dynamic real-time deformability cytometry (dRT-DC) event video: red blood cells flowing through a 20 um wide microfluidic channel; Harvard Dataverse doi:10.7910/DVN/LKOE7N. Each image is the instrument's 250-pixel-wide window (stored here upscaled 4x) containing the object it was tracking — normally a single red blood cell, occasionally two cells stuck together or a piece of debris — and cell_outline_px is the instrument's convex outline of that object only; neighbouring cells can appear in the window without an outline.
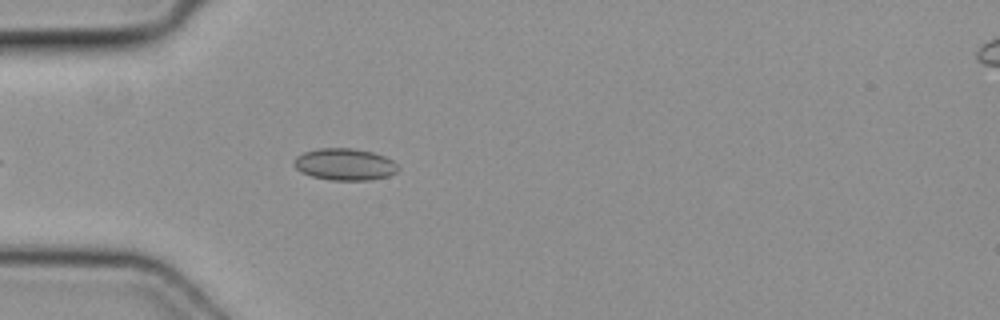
{"species": "common noctule bat (a hibernating species)", "species_latin": "Nyctalus noctula", "temperature_condition": "cold", "stored_images_in_passage": 5, "segment_of_instrument_passage": [1, 2], "camera_frame_rate_fps": 3000, "um_per_image_px": 0.085, "animal": {"sex": "female", "body_mass_g": 19.3, "forearm_length_mm": 54.1}, "frame": {"image": 1, "passage_image": 4, "time_ms": 1.0, "image_size_px": [1000, 320], "cell_outline_px": [[400, 168], [396, 172], [388, 176], [368, 180], [332, 180], [312, 176], [300, 172], [292, 164], [296, 156], [304, 152], [320, 148], [352, 148], [372, 152], [384, 156], [392, 160]], "centroid_in_image_um": [29.29, 13.97], "position_along_channel_um": 55.7, "area_um2": 19.31}}